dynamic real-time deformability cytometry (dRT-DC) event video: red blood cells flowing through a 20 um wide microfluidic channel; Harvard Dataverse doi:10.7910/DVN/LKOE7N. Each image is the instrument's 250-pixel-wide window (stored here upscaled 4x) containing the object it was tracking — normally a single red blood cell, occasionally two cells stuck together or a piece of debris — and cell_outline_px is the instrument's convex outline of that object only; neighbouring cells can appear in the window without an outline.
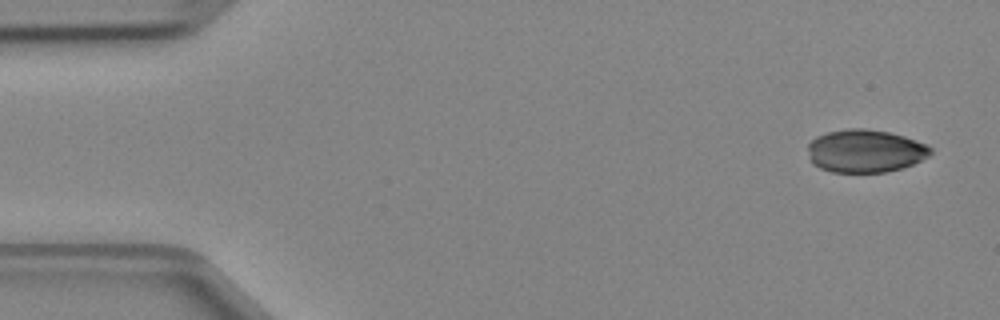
{"species": "Egyptian fruit bat (a non-hibernating species)", "species_latin": "Rousettus aegyptiacus", "temperature_condition": "cold", "stored_images_in_passage": 4, "camera_frame_rate_fps": 3000, "um_per_image_px": 0.085, "animal": {"sex": "female"}, "frame": {"image": 1, "passage_image": 1, "time_ms": 0.0, "image_size_px": [1000, 320], "cell_outline_px": [[932, 152], [928, 156], [904, 168], [884, 172], [832, 172], [820, 168], [812, 164], [808, 156], [808, 144], [816, 136], [828, 132], [848, 128], [864, 128], [888, 132], [904, 136], [928, 144], [932, 148]], "centroid_in_image_um": [73.53, 12.83], "position_along_channel_um": 11.5, "area_um2": 30.87}}
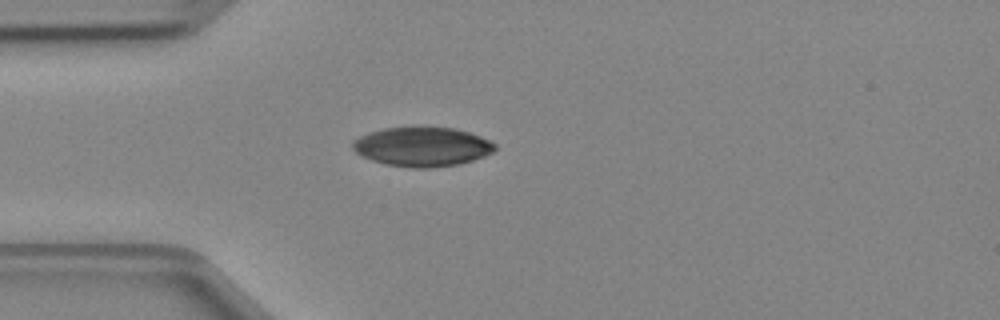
{"frame": {"image": 2, "passage_image": 4, "time_ms": 1.0, "image_size_px": [1000, 320], "cell_outline_px": [[496, 148], [492, 152], [484, 156], [460, 164], [428, 168], [412, 168], [384, 164], [372, 160], [356, 152], [352, 148], [352, 140], [368, 132], [384, 128], [452, 128], [468, 132], [480, 136], [496, 144]], "centroid_in_image_um": [35.87, 12.48], "position_along_channel_um": 49.1, "area_um2": 32.31}}